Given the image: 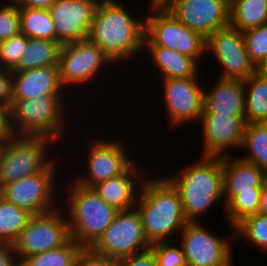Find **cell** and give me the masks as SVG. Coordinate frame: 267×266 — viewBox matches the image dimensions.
<instances>
[{"label": "cell", "mask_w": 267, "mask_h": 266, "mask_svg": "<svg viewBox=\"0 0 267 266\" xmlns=\"http://www.w3.org/2000/svg\"><path fill=\"white\" fill-rule=\"evenodd\" d=\"M124 6L118 0H100L87 35V40L99 46L113 66L123 62V67L126 60H135V57L138 60L145 51V18L139 20Z\"/></svg>", "instance_id": "cell-1"}, {"label": "cell", "mask_w": 267, "mask_h": 266, "mask_svg": "<svg viewBox=\"0 0 267 266\" xmlns=\"http://www.w3.org/2000/svg\"><path fill=\"white\" fill-rule=\"evenodd\" d=\"M143 181L135 208L140 214L145 237L154 243L173 241L188 223L178 190L165 177Z\"/></svg>", "instance_id": "cell-2"}, {"label": "cell", "mask_w": 267, "mask_h": 266, "mask_svg": "<svg viewBox=\"0 0 267 266\" xmlns=\"http://www.w3.org/2000/svg\"><path fill=\"white\" fill-rule=\"evenodd\" d=\"M189 165L166 178L178 190L187 221L199 222L200 216H204L219 201H224L222 210H225L223 156H200Z\"/></svg>", "instance_id": "cell-3"}, {"label": "cell", "mask_w": 267, "mask_h": 266, "mask_svg": "<svg viewBox=\"0 0 267 266\" xmlns=\"http://www.w3.org/2000/svg\"><path fill=\"white\" fill-rule=\"evenodd\" d=\"M66 183L64 203L71 238L83 248H90L113 222L117 210L99 197L93 188ZM70 184V185H68ZM70 189V190H69ZM67 200V201H66ZM66 201V202H65Z\"/></svg>", "instance_id": "cell-4"}, {"label": "cell", "mask_w": 267, "mask_h": 266, "mask_svg": "<svg viewBox=\"0 0 267 266\" xmlns=\"http://www.w3.org/2000/svg\"><path fill=\"white\" fill-rule=\"evenodd\" d=\"M65 96L66 94L45 95L36 99H12L10 122L13 135L45 136L56 142L64 140L63 137L70 131L66 127L69 126V116L66 114L68 101L64 99Z\"/></svg>", "instance_id": "cell-5"}, {"label": "cell", "mask_w": 267, "mask_h": 266, "mask_svg": "<svg viewBox=\"0 0 267 266\" xmlns=\"http://www.w3.org/2000/svg\"><path fill=\"white\" fill-rule=\"evenodd\" d=\"M57 143L54 139L45 136L11 137L3 144V156L0 164V190L22 177L46 170L56 160L51 158L54 155H48L51 149L55 147L53 145Z\"/></svg>", "instance_id": "cell-6"}, {"label": "cell", "mask_w": 267, "mask_h": 266, "mask_svg": "<svg viewBox=\"0 0 267 266\" xmlns=\"http://www.w3.org/2000/svg\"><path fill=\"white\" fill-rule=\"evenodd\" d=\"M144 46H160L178 51L200 64L206 55L207 39L180 23L167 9H148ZM153 13V14H152Z\"/></svg>", "instance_id": "cell-7"}, {"label": "cell", "mask_w": 267, "mask_h": 266, "mask_svg": "<svg viewBox=\"0 0 267 266\" xmlns=\"http://www.w3.org/2000/svg\"><path fill=\"white\" fill-rule=\"evenodd\" d=\"M62 206L54 211L33 215L30 218L18 239L13 243L20 263L30 255L61 247L71 239L66 213L61 210L64 204Z\"/></svg>", "instance_id": "cell-8"}, {"label": "cell", "mask_w": 267, "mask_h": 266, "mask_svg": "<svg viewBox=\"0 0 267 266\" xmlns=\"http://www.w3.org/2000/svg\"><path fill=\"white\" fill-rule=\"evenodd\" d=\"M136 208L118 211L113 222L90 247L95 253L120 260L151 248Z\"/></svg>", "instance_id": "cell-9"}, {"label": "cell", "mask_w": 267, "mask_h": 266, "mask_svg": "<svg viewBox=\"0 0 267 266\" xmlns=\"http://www.w3.org/2000/svg\"><path fill=\"white\" fill-rule=\"evenodd\" d=\"M59 161L57 159L42 172L22 177L16 182L4 186L0 195L8 202L28 210L33 215L45 214L56 210L60 185L55 180ZM58 165V166H56ZM57 173V175L55 174ZM56 176V177H54ZM58 187V189H56ZM56 199V200H55ZM57 206V207H56Z\"/></svg>", "instance_id": "cell-10"}, {"label": "cell", "mask_w": 267, "mask_h": 266, "mask_svg": "<svg viewBox=\"0 0 267 266\" xmlns=\"http://www.w3.org/2000/svg\"><path fill=\"white\" fill-rule=\"evenodd\" d=\"M179 235L187 266H234V232L222 238L199 222H188Z\"/></svg>", "instance_id": "cell-11"}, {"label": "cell", "mask_w": 267, "mask_h": 266, "mask_svg": "<svg viewBox=\"0 0 267 266\" xmlns=\"http://www.w3.org/2000/svg\"><path fill=\"white\" fill-rule=\"evenodd\" d=\"M112 63L99 46L87 39L63 44L58 64L61 84L65 90L70 86L81 90L78 87L88 86V83L91 85L96 81L94 78L100 76L103 69L105 72V67H110Z\"/></svg>", "instance_id": "cell-12"}, {"label": "cell", "mask_w": 267, "mask_h": 266, "mask_svg": "<svg viewBox=\"0 0 267 266\" xmlns=\"http://www.w3.org/2000/svg\"><path fill=\"white\" fill-rule=\"evenodd\" d=\"M89 142L84 167L87 172L83 175L77 173V177L73 179L81 186L92 188L101 181L118 177L136 161L131 158L132 153L128 152L125 142L121 139L98 138Z\"/></svg>", "instance_id": "cell-13"}, {"label": "cell", "mask_w": 267, "mask_h": 266, "mask_svg": "<svg viewBox=\"0 0 267 266\" xmlns=\"http://www.w3.org/2000/svg\"><path fill=\"white\" fill-rule=\"evenodd\" d=\"M206 52H210L220 65V78L245 81L256 72V66L246 49L243 32L230 25L218 29L207 39Z\"/></svg>", "instance_id": "cell-14"}, {"label": "cell", "mask_w": 267, "mask_h": 266, "mask_svg": "<svg viewBox=\"0 0 267 266\" xmlns=\"http://www.w3.org/2000/svg\"><path fill=\"white\" fill-rule=\"evenodd\" d=\"M199 77L162 80L164 105L171 129L199 121L203 112L205 88L199 83Z\"/></svg>", "instance_id": "cell-15"}, {"label": "cell", "mask_w": 267, "mask_h": 266, "mask_svg": "<svg viewBox=\"0 0 267 266\" xmlns=\"http://www.w3.org/2000/svg\"><path fill=\"white\" fill-rule=\"evenodd\" d=\"M230 0H175L167 10L183 25L208 39L229 25Z\"/></svg>", "instance_id": "cell-16"}, {"label": "cell", "mask_w": 267, "mask_h": 266, "mask_svg": "<svg viewBox=\"0 0 267 266\" xmlns=\"http://www.w3.org/2000/svg\"><path fill=\"white\" fill-rule=\"evenodd\" d=\"M198 123L202 126L201 156L222 157L230 155L234 148L241 149L245 117L202 114Z\"/></svg>", "instance_id": "cell-17"}, {"label": "cell", "mask_w": 267, "mask_h": 266, "mask_svg": "<svg viewBox=\"0 0 267 266\" xmlns=\"http://www.w3.org/2000/svg\"><path fill=\"white\" fill-rule=\"evenodd\" d=\"M100 0H57L50 8L56 41L62 45L87 39Z\"/></svg>", "instance_id": "cell-18"}, {"label": "cell", "mask_w": 267, "mask_h": 266, "mask_svg": "<svg viewBox=\"0 0 267 266\" xmlns=\"http://www.w3.org/2000/svg\"><path fill=\"white\" fill-rule=\"evenodd\" d=\"M138 165L137 159V165L134 162L120 176L101 181L92 188L101 199L117 211L135 208L140 188L146 179L145 172L142 171L144 169L137 170Z\"/></svg>", "instance_id": "cell-19"}, {"label": "cell", "mask_w": 267, "mask_h": 266, "mask_svg": "<svg viewBox=\"0 0 267 266\" xmlns=\"http://www.w3.org/2000/svg\"><path fill=\"white\" fill-rule=\"evenodd\" d=\"M58 66L12 71V99H36L45 95H64Z\"/></svg>", "instance_id": "cell-20"}, {"label": "cell", "mask_w": 267, "mask_h": 266, "mask_svg": "<svg viewBox=\"0 0 267 266\" xmlns=\"http://www.w3.org/2000/svg\"><path fill=\"white\" fill-rule=\"evenodd\" d=\"M211 90L204 89L202 114L245 117L244 81L218 78Z\"/></svg>", "instance_id": "cell-21"}, {"label": "cell", "mask_w": 267, "mask_h": 266, "mask_svg": "<svg viewBox=\"0 0 267 266\" xmlns=\"http://www.w3.org/2000/svg\"><path fill=\"white\" fill-rule=\"evenodd\" d=\"M232 154L223 156V196L225 204L240 191L262 188L267 179L259 166Z\"/></svg>", "instance_id": "cell-22"}, {"label": "cell", "mask_w": 267, "mask_h": 266, "mask_svg": "<svg viewBox=\"0 0 267 266\" xmlns=\"http://www.w3.org/2000/svg\"><path fill=\"white\" fill-rule=\"evenodd\" d=\"M148 50L150 59L161 72L162 79L196 77L200 72L199 64L191 57L173 49L160 46H144Z\"/></svg>", "instance_id": "cell-23"}, {"label": "cell", "mask_w": 267, "mask_h": 266, "mask_svg": "<svg viewBox=\"0 0 267 266\" xmlns=\"http://www.w3.org/2000/svg\"><path fill=\"white\" fill-rule=\"evenodd\" d=\"M61 48L58 41L28 38L24 55L12 71L58 66Z\"/></svg>", "instance_id": "cell-24"}, {"label": "cell", "mask_w": 267, "mask_h": 266, "mask_svg": "<svg viewBox=\"0 0 267 266\" xmlns=\"http://www.w3.org/2000/svg\"><path fill=\"white\" fill-rule=\"evenodd\" d=\"M246 123L267 122V77L257 71L244 81Z\"/></svg>", "instance_id": "cell-25"}, {"label": "cell", "mask_w": 267, "mask_h": 266, "mask_svg": "<svg viewBox=\"0 0 267 266\" xmlns=\"http://www.w3.org/2000/svg\"><path fill=\"white\" fill-rule=\"evenodd\" d=\"M267 23V0H230L229 25L245 30Z\"/></svg>", "instance_id": "cell-26"}, {"label": "cell", "mask_w": 267, "mask_h": 266, "mask_svg": "<svg viewBox=\"0 0 267 266\" xmlns=\"http://www.w3.org/2000/svg\"><path fill=\"white\" fill-rule=\"evenodd\" d=\"M21 32L28 38L56 41L49 9L20 7Z\"/></svg>", "instance_id": "cell-27"}, {"label": "cell", "mask_w": 267, "mask_h": 266, "mask_svg": "<svg viewBox=\"0 0 267 266\" xmlns=\"http://www.w3.org/2000/svg\"><path fill=\"white\" fill-rule=\"evenodd\" d=\"M241 149L247 153L242 159L267 173V122L246 123Z\"/></svg>", "instance_id": "cell-28"}, {"label": "cell", "mask_w": 267, "mask_h": 266, "mask_svg": "<svg viewBox=\"0 0 267 266\" xmlns=\"http://www.w3.org/2000/svg\"><path fill=\"white\" fill-rule=\"evenodd\" d=\"M32 216L0 195V242L13 244Z\"/></svg>", "instance_id": "cell-29"}, {"label": "cell", "mask_w": 267, "mask_h": 266, "mask_svg": "<svg viewBox=\"0 0 267 266\" xmlns=\"http://www.w3.org/2000/svg\"><path fill=\"white\" fill-rule=\"evenodd\" d=\"M262 188H253V191H240L225 204V218L232 230L248 216L258 213Z\"/></svg>", "instance_id": "cell-30"}, {"label": "cell", "mask_w": 267, "mask_h": 266, "mask_svg": "<svg viewBox=\"0 0 267 266\" xmlns=\"http://www.w3.org/2000/svg\"><path fill=\"white\" fill-rule=\"evenodd\" d=\"M83 247L72 238L63 246L26 257L20 266H74Z\"/></svg>", "instance_id": "cell-31"}, {"label": "cell", "mask_w": 267, "mask_h": 266, "mask_svg": "<svg viewBox=\"0 0 267 266\" xmlns=\"http://www.w3.org/2000/svg\"><path fill=\"white\" fill-rule=\"evenodd\" d=\"M234 237H241L255 249L267 252V216L257 213L246 217L234 227Z\"/></svg>", "instance_id": "cell-32"}, {"label": "cell", "mask_w": 267, "mask_h": 266, "mask_svg": "<svg viewBox=\"0 0 267 266\" xmlns=\"http://www.w3.org/2000/svg\"><path fill=\"white\" fill-rule=\"evenodd\" d=\"M0 42L21 34L20 7L13 0L0 3Z\"/></svg>", "instance_id": "cell-33"}, {"label": "cell", "mask_w": 267, "mask_h": 266, "mask_svg": "<svg viewBox=\"0 0 267 266\" xmlns=\"http://www.w3.org/2000/svg\"><path fill=\"white\" fill-rule=\"evenodd\" d=\"M27 42L28 37L22 33L0 42V68L12 71L24 55Z\"/></svg>", "instance_id": "cell-34"}, {"label": "cell", "mask_w": 267, "mask_h": 266, "mask_svg": "<svg viewBox=\"0 0 267 266\" xmlns=\"http://www.w3.org/2000/svg\"><path fill=\"white\" fill-rule=\"evenodd\" d=\"M250 60L257 67L267 55V23L243 32Z\"/></svg>", "instance_id": "cell-35"}, {"label": "cell", "mask_w": 267, "mask_h": 266, "mask_svg": "<svg viewBox=\"0 0 267 266\" xmlns=\"http://www.w3.org/2000/svg\"><path fill=\"white\" fill-rule=\"evenodd\" d=\"M174 241L152 244L151 249L154 251L157 266H187L181 246L176 245Z\"/></svg>", "instance_id": "cell-36"}, {"label": "cell", "mask_w": 267, "mask_h": 266, "mask_svg": "<svg viewBox=\"0 0 267 266\" xmlns=\"http://www.w3.org/2000/svg\"><path fill=\"white\" fill-rule=\"evenodd\" d=\"M74 266H118V260L95 254L90 248H83Z\"/></svg>", "instance_id": "cell-37"}, {"label": "cell", "mask_w": 267, "mask_h": 266, "mask_svg": "<svg viewBox=\"0 0 267 266\" xmlns=\"http://www.w3.org/2000/svg\"><path fill=\"white\" fill-rule=\"evenodd\" d=\"M118 266H157V260L154 251L149 248L118 260Z\"/></svg>", "instance_id": "cell-38"}, {"label": "cell", "mask_w": 267, "mask_h": 266, "mask_svg": "<svg viewBox=\"0 0 267 266\" xmlns=\"http://www.w3.org/2000/svg\"><path fill=\"white\" fill-rule=\"evenodd\" d=\"M0 102L11 106L12 104V71L0 68Z\"/></svg>", "instance_id": "cell-39"}, {"label": "cell", "mask_w": 267, "mask_h": 266, "mask_svg": "<svg viewBox=\"0 0 267 266\" xmlns=\"http://www.w3.org/2000/svg\"><path fill=\"white\" fill-rule=\"evenodd\" d=\"M13 136L10 107L0 102V144L3 145Z\"/></svg>", "instance_id": "cell-40"}, {"label": "cell", "mask_w": 267, "mask_h": 266, "mask_svg": "<svg viewBox=\"0 0 267 266\" xmlns=\"http://www.w3.org/2000/svg\"><path fill=\"white\" fill-rule=\"evenodd\" d=\"M0 266H20L13 244L0 242Z\"/></svg>", "instance_id": "cell-41"}, {"label": "cell", "mask_w": 267, "mask_h": 266, "mask_svg": "<svg viewBox=\"0 0 267 266\" xmlns=\"http://www.w3.org/2000/svg\"><path fill=\"white\" fill-rule=\"evenodd\" d=\"M19 7L49 9L57 0H13Z\"/></svg>", "instance_id": "cell-42"}, {"label": "cell", "mask_w": 267, "mask_h": 266, "mask_svg": "<svg viewBox=\"0 0 267 266\" xmlns=\"http://www.w3.org/2000/svg\"><path fill=\"white\" fill-rule=\"evenodd\" d=\"M260 206L258 213L267 216V179L262 184Z\"/></svg>", "instance_id": "cell-43"}, {"label": "cell", "mask_w": 267, "mask_h": 266, "mask_svg": "<svg viewBox=\"0 0 267 266\" xmlns=\"http://www.w3.org/2000/svg\"><path fill=\"white\" fill-rule=\"evenodd\" d=\"M175 0H150V9H167Z\"/></svg>", "instance_id": "cell-44"}, {"label": "cell", "mask_w": 267, "mask_h": 266, "mask_svg": "<svg viewBox=\"0 0 267 266\" xmlns=\"http://www.w3.org/2000/svg\"><path fill=\"white\" fill-rule=\"evenodd\" d=\"M256 71L267 77V55L265 56V58L258 64V66L256 67Z\"/></svg>", "instance_id": "cell-45"}, {"label": "cell", "mask_w": 267, "mask_h": 266, "mask_svg": "<svg viewBox=\"0 0 267 266\" xmlns=\"http://www.w3.org/2000/svg\"><path fill=\"white\" fill-rule=\"evenodd\" d=\"M2 156H3V145L0 144V164H1Z\"/></svg>", "instance_id": "cell-46"}]
</instances>
